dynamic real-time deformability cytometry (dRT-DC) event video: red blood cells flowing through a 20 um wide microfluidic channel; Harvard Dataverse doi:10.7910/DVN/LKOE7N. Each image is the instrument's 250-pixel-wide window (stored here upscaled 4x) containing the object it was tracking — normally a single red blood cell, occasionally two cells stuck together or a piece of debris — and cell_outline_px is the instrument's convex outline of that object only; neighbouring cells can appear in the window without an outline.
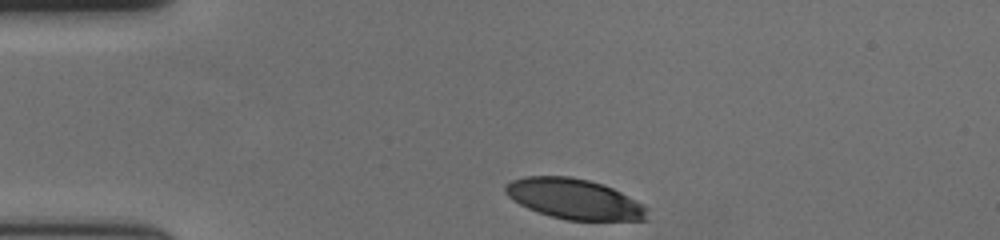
{"species": "human", "species_latin": "Homo sapiens", "temperature_condition": "cold", "stored_images_in_passage": 35, "camera_frame_rate_fps": 3000, "um_per_image_px": 0.085, "donor": {"sex": "female"}, "frame": {"image": 1, "passage_image": 1, "time_ms": 0.0, "image_size_px": [1000, 240], "cell_outline_px": [[648, 220], [568, 220], [552, 216], [528, 208], [512, 200], [504, 192], [504, 188], [512, 180], [524, 176], [568, 176], [588, 180], [604, 184], [644, 204], [648, 208]], "centroid_in_image_um": [48.84, 16.91], "position_along_channel_um": 36.2, "area_um2": 33.23}}
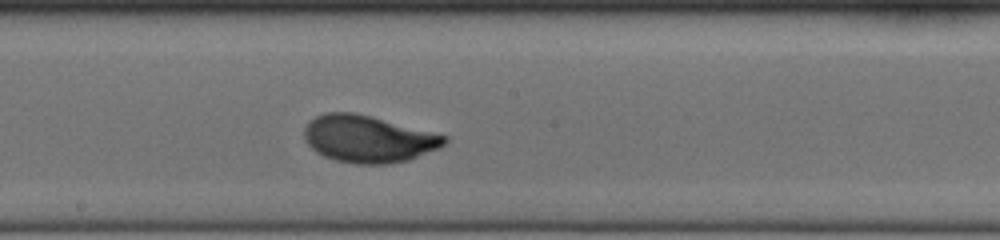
{"frame": {"image": 2, "passage_image": 20, "time_ms": 6.333, "image_size_px": [1000, 240], "cell_outline_px": [[448, 140], [440, 148], [408, 160], [392, 164], [356, 164], [336, 160], [324, 156], [316, 152], [304, 140], [304, 128], [308, 120], [324, 112], [356, 112], [372, 116], [448, 136]], "centroid_in_image_um": [31.28, 11.8], "position_along_channel_um": 216.9, "area_um2": 38.73}}
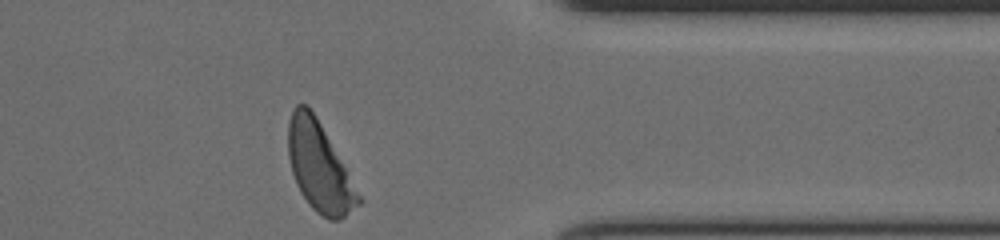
{"frame": {"image": 3, "passage_image": 35, "time_ms": 11.333, "image_size_px": [1000, 240], "cell_outline_px": [[364, 200], [360, 204], [340, 220], [328, 220], [316, 212], [308, 204], [300, 192], [296, 184], [292, 172], [288, 156], [288, 120], [292, 108], [296, 104], [304, 104], [316, 116]], "centroid_in_image_um": [27.14, 14.22], "position_along_channel_um": 384.3, "area_um2": 36.36}, "authors_computed_cell_mechanics": {"area_um2": 36.9342, "velocity_mm_per_s": 3.5891, "shape_relaxation_time_tau1_ms": 3.5693, "shape_relaxation_time_tau2_ms": null, "deformation_change_tau1": 0.1857, "deformation_change_tau2": null}}